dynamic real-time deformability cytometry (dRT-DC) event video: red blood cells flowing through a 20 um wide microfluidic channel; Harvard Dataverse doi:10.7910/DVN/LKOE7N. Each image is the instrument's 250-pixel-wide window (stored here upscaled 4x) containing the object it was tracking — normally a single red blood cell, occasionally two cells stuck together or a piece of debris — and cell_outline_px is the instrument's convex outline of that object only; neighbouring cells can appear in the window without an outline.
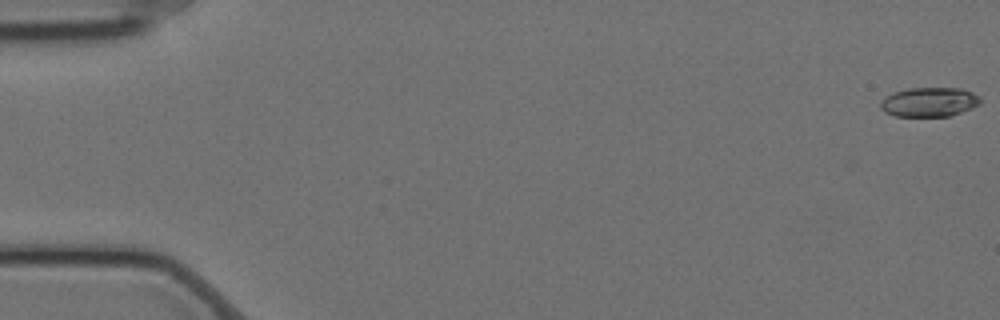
{"species": "Egyptian fruit bat (a non-hibernating species)", "species_latin": "Rousettus aegyptiacus", "temperature_condition": "cold", "stored_images_in_passage": 58, "camera_frame_rate_fps": 3000, "um_per_image_px": 0.085, "animal": {"sex": "female"}, "frame": {"image": 1, "passage_image": 1, "time_ms": 0.0, "image_size_px": [1000, 320], "cell_outline_px": [[980, 104], [972, 108], [948, 116], [896, 116], [884, 112], [880, 108], [880, 104], [892, 92], [908, 88], [960, 88], [972, 92], [980, 96]], "centroid_in_image_um": [79.0, 8.67], "position_along_channel_um": 6.0, "area_um2": 16.99}}
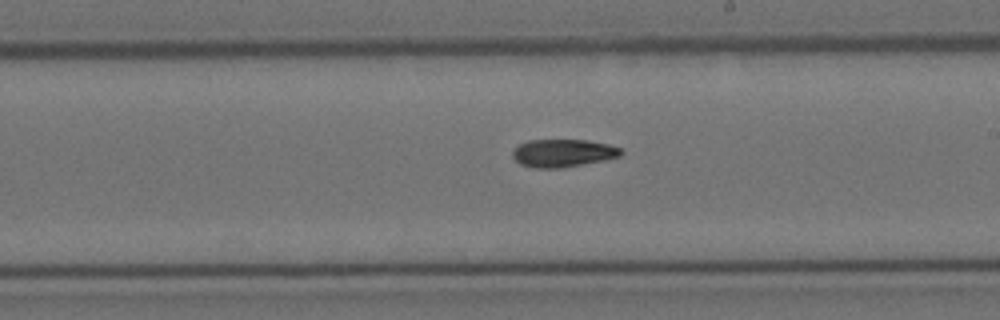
{"frame": {"image": 2, "passage_image": 34, "time_ms": 11.0, "image_size_px": [1000, 320], "cell_outline_px": [[624, 152], [620, 156], [604, 160], [560, 168], [532, 168], [520, 164], [512, 156], [512, 152], [520, 144], [528, 140], [588, 140], [608, 144], [620, 148]], "centroid_in_image_um": [47.85, 13.01], "position_along_channel_um": 241.1, "area_um2": 17.51}}
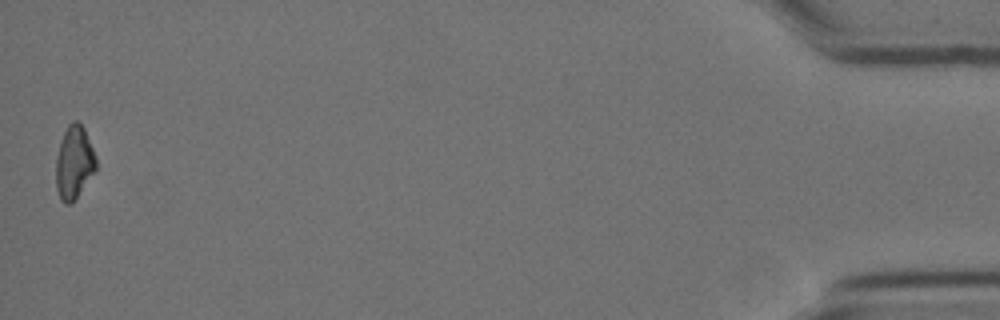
{"frame": {"image": 3, "passage_image": 58, "time_ms": 19.0, "image_size_px": [1000, 320], "cell_outline_px": [[96, 172], [72, 204], [64, 204], [60, 200], [56, 188], [56, 156], [60, 140], [68, 124], [72, 120], [76, 120], [84, 128], [96, 156]], "centroid_in_image_um": [6.3, 13.84], "position_along_channel_um": 428.9, "area_um2": 17.46}, "authors_computed_cell_mechanics": {"area_um2": 17.4556, "velocity_mm_per_s": 3.5173, "shape_relaxation_time_tau1_ms": 7.3202, "shape_relaxation_time_tau2_ms": 7.5833, "deformation_change_tau1": 0.1903, "deformation_change_tau2": 0.1582}}